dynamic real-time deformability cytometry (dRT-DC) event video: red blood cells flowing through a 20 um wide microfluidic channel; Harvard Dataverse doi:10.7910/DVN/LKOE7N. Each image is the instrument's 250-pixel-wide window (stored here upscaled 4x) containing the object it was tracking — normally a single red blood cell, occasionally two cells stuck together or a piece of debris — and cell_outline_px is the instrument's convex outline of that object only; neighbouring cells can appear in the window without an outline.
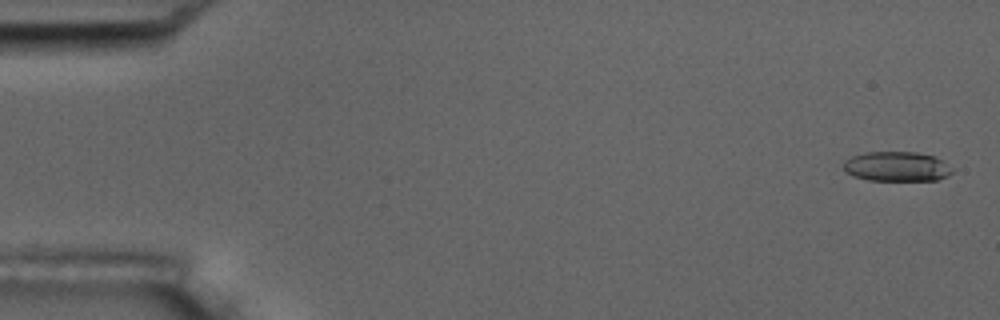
{"species": "common noctule bat (a hibernating species)", "species_latin": "Nyctalus noctula", "temperature_condition": "room temperature", "stored_images_in_passage": 5, "camera_frame_rate_fps": 3000, "um_per_image_px": 0.085, "animal": {"sex": "male", "body_mass_g": 17.5, "forearm_length_mm": 52.3}, "frame": {"image": 1, "passage_image": 1, "time_ms": 0.0, "image_size_px": [1000, 320], "cell_outline_px": [[952, 172], [948, 176], [936, 180], [868, 180], [852, 176], [844, 172], [844, 160], [852, 156], [864, 152], [916, 152], [932, 156], [940, 160], [952, 168]], "centroid_in_image_um": [76.17, 14.16], "position_along_channel_um": 8.8, "area_um2": 18.79}}
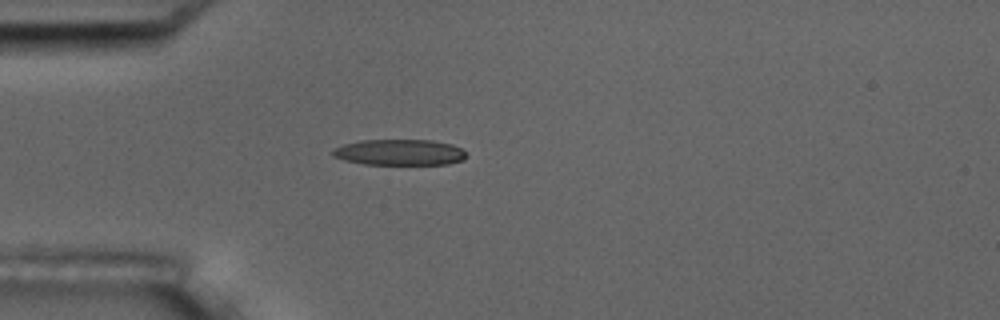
{"frame": {"image": 2, "passage_image": 5, "time_ms": 4.667, "image_size_px": [1000, 320], "cell_outline_px": [[464, 160], [448, 164], [364, 164], [344, 160], [332, 156], [332, 148], [344, 144], [360, 140], [432, 140], [452, 144], [460, 148], [464, 152]], "centroid_in_image_um": [33.92, 12.94], "position_along_channel_um": 51.1, "area_um2": 20.17}}